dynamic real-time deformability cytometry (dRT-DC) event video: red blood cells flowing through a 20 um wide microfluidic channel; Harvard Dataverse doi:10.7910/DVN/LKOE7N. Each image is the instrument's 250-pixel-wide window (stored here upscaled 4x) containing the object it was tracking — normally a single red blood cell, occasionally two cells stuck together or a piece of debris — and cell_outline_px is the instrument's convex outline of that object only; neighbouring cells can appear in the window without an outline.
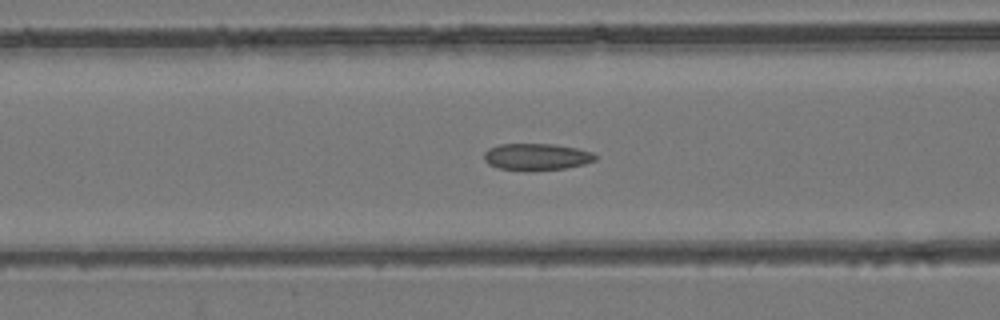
{"species": "common noctule bat (a hibernating species)", "species_latin": "Nyctalus noctula", "temperature_condition": "room temperature", "stored_images_in_passage": 48, "camera_frame_rate_fps": 3000, "um_per_image_px": 0.085, "animal": {"sex": "female", "body_mass_g": 24.6, "forearm_length_mm": 56.2}, "frame": {"image": 1, "passage_image": 17, "time_ms": 5.333, "image_size_px": [1000, 320], "cell_outline_px": [[596, 160], [584, 164], [564, 168], [524, 172], [500, 168], [488, 164], [484, 160], [484, 152], [488, 148], [500, 144], [556, 144], [576, 148], [592, 152], [596, 156]], "centroid_in_image_um": [45.58, 13.34], "position_along_channel_um": 121.0, "area_um2": 17.57}}
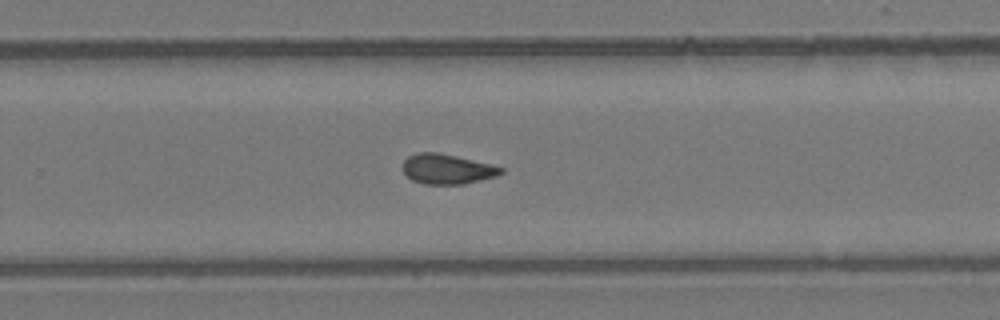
{"frame": {"image": 2, "passage_image": 30, "time_ms": 9.667, "image_size_px": [1000, 320], "cell_outline_px": [[504, 172], [496, 176], [464, 184], [424, 184], [412, 180], [404, 172], [400, 164], [408, 156], [416, 152], [436, 152], [456, 156], [492, 164], [504, 168]], "centroid_in_image_um": [37.98, 14.36], "position_along_channel_um": 291.8, "area_um2": 17.28}}
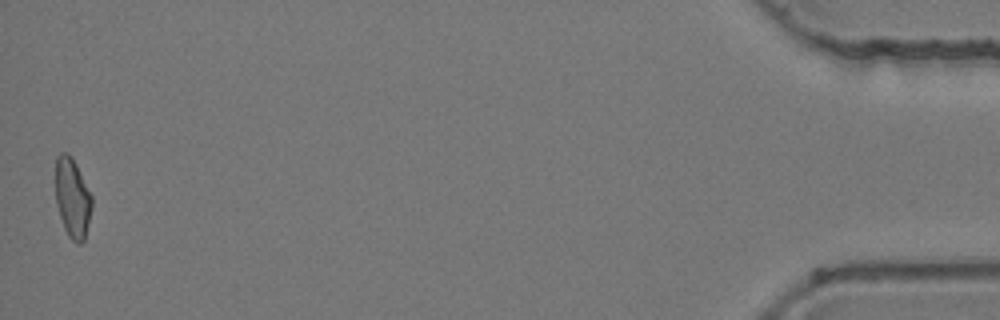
{"frame": {"image": 3, "passage_image": 48, "time_ms": 15.667, "image_size_px": [1000, 320], "cell_outline_px": [[92, 208], [84, 240], [80, 244], [76, 244], [68, 236], [64, 228], [56, 204], [56, 156], [60, 152], [68, 152], [72, 156], [92, 196]], "centroid_in_image_um": [6.15, 16.82], "position_along_channel_um": 429.0, "area_um2": 16.94}, "authors_computed_cell_mechanics": {"area_um2": 17.3689, "velocity_mm_per_s": 3.9438, "shape_relaxation_time_tau1_ms": null, "shape_relaxation_time_tau2_ms": 1.3629, "deformation_change_tau1": null, "deformation_change_tau2": 0.0674}}